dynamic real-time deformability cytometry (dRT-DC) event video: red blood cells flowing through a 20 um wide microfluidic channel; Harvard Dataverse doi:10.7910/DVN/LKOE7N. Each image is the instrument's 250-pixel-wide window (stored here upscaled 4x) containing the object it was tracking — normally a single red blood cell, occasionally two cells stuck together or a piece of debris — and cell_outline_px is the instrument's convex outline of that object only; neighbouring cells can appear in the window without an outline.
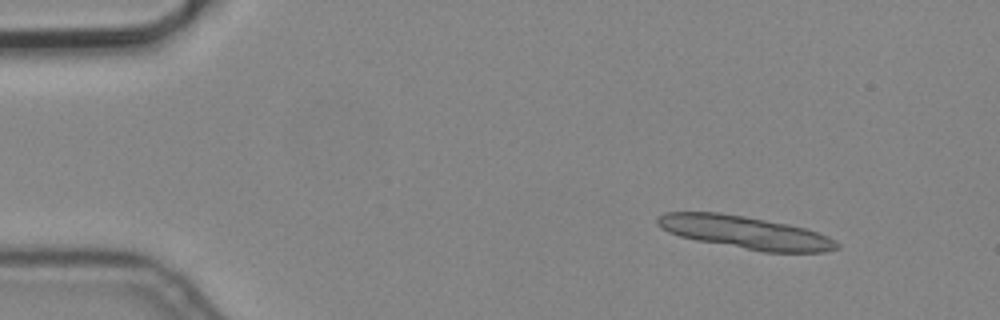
{"species": "common noctule bat (a hibernating species)", "species_latin": "Nyctalus noctula", "temperature_condition": "cold", "stored_images_in_passage": 5, "segment_of_instrument_passage": [1, 2], "camera_frame_rate_fps": 3000, "um_per_image_px": 0.085, "animal": {"sex": "male", "body_mass_g": 19.2, "forearm_length_mm": 51.8}, "frame": {"image": 1, "passage_image": 1, "time_ms": 0.0, "image_size_px": [1000, 320], "cell_outline_px": [[840, 248], [824, 252], [764, 252], [696, 240], [680, 236], [668, 232], [660, 228], [656, 224], [656, 216], [664, 212], [720, 212], [744, 216], [788, 224], [804, 228], [828, 236], [836, 240], [840, 244]], "centroid_in_image_um": [63.31, 19.75], "position_along_channel_um": 21.7, "area_um2": 34.33}}